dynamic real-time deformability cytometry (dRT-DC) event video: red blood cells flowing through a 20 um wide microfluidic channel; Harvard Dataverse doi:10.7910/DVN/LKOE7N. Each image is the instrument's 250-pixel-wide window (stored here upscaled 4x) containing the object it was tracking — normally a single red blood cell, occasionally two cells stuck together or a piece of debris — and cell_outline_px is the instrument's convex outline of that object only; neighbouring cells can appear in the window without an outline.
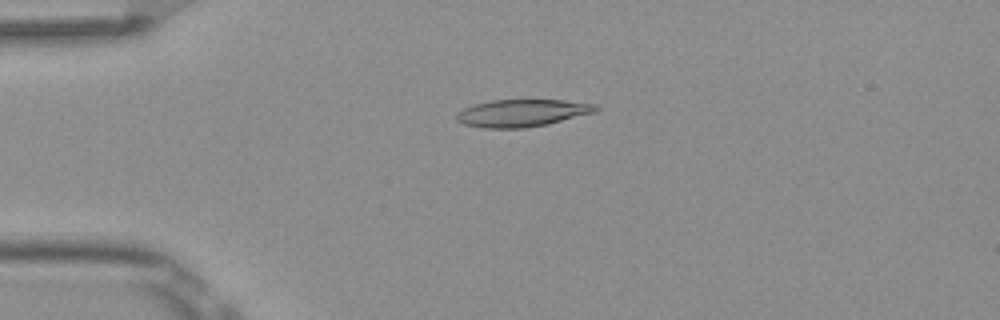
{"species": "Egyptian fruit bat (a non-hibernating species)", "species_latin": "Rousettus aegyptiacus", "temperature_condition": "room temperature", "stored_images_in_passage": 6, "camera_frame_rate_fps": 3000, "um_per_image_px": 0.085, "frame": {"image": 1, "passage_image": 1, "time_ms": 0.0, "image_size_px": [1000, 320], "cell_outline_px": [[600, 108], [596, 112], [548, 124], [524, 128], [484, 128], [464, 124], [456, 120], [456, 112], [464, 108], [476, 104], [492, 100], [564, 100], [596, 104]], "centroid_in_image_um": [44.39, 9.61], "position_along_channel_um": 40.6, "area_um2": 22.2}}
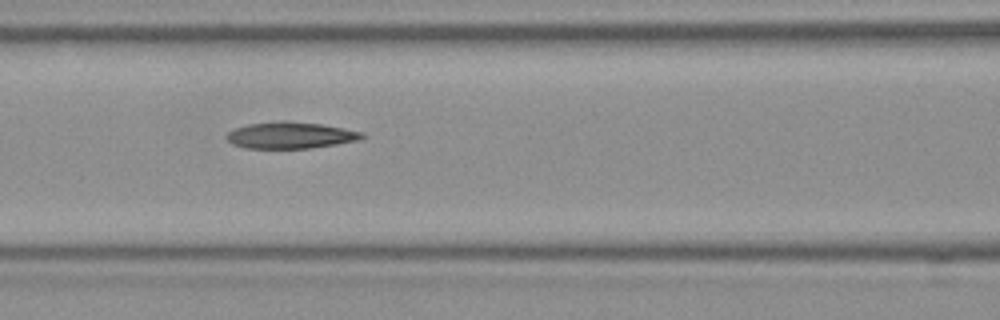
{"frame": {"image": 2, "passage_image": 4, "time_ms": 1.0, "image_size_px": [1000, 320], "cell_outline_px": [[368, 136], [360, 140], [312, 148], [244, 148], [232, 144], [224, 136], [228, 132], [236, 128], [248, 124], [280, 120], [320, 124], [344, 128], [364, 132]], "centroid_in_image_um": [24.71, 11.5], "position_along_channel_um": 141.9, "area_um2": 21.1}}
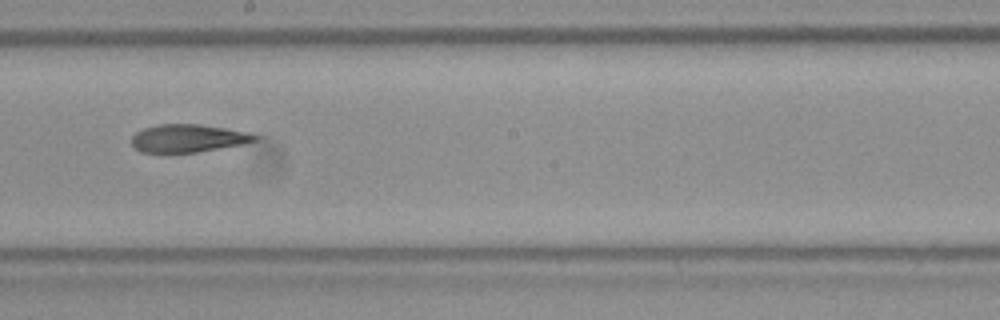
{"frame": {"image": 3, "passage_image": 6, "time_ms": 1.667, "image_size_px": [1000, 320], "cell_outline_px": [[260, 136], [256, 140], [244, 144], [196, 152], [140, 152], [132, 144], [132, 136], [136, 132], [144, 128], [156, 124], [200, 124], [248, 132]], "centroid_in_image_um": [15.99, 11.74], "position_along_channel_um": 232.2, "area_um2": 19.94}}